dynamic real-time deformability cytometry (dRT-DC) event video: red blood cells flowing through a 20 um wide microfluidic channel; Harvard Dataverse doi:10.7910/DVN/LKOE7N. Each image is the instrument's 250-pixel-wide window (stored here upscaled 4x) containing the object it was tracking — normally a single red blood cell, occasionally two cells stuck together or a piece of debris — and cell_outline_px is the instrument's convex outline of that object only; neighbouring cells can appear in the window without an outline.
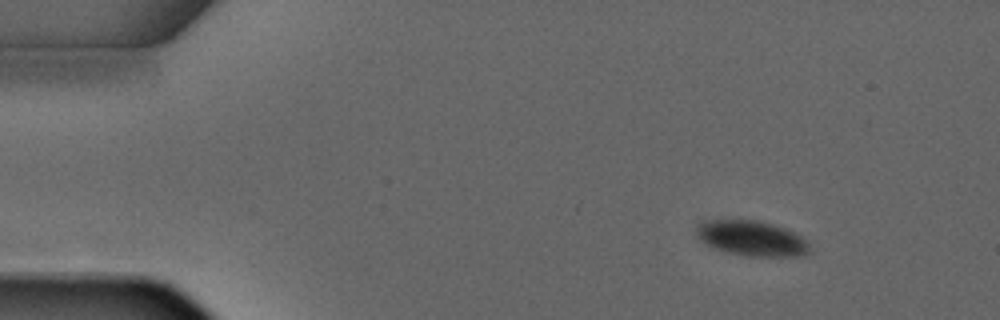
{"species": "common noctule bat (a hibernating species)", "species_latin": "Nyctalus noctula", "temperature_condition": "warm", "stored_images_in_passage": 3, "camera_frame_rate_fps": 3000, "um_per_image_px": 0.085, "animal": {"sex": "male", "forearm_length_mm": 52.5}, "frame": {"image": 1, "passage_image": 1, "time_ms": 0.0, "image_size_px": [1000, 320], "cell_outline_px": [[812, 252], [808, 256], [748, 256], [728, 252], [716, 248], [700, 240], [696, 236], [696, 224], [700, 220], [756, 220], [772, 224], [796, 232], [804, 236], [808, 240]], "centroid_in_image_um": [63.96, 20.25], "position_along_channel_um": 21.0, "area_um2": 23.64}}
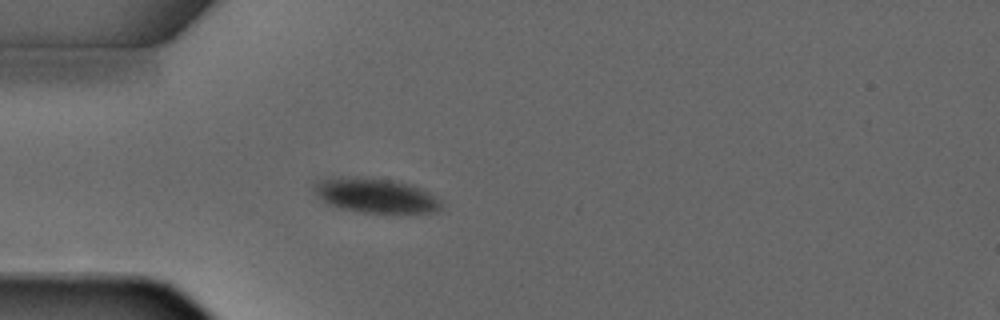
{"frame": {"image": 2, "passage_image": 3, "time_ms": 2.333, "image_size_px": [1000, 320], "cell_outline_px": [[444, 208], [436, 212], [364, 212], [340, 208], [316, 196], [312, 188], [312, 184], [316, 180], [324, 176], [364, 176], [392, 180], [412, 184], [424, 188], [436, 196], [444, 204]], "centroid_in_image_um": [31.91, 16.57], "position_along_channel_um": 53.1, "area_um2": 26.36}}